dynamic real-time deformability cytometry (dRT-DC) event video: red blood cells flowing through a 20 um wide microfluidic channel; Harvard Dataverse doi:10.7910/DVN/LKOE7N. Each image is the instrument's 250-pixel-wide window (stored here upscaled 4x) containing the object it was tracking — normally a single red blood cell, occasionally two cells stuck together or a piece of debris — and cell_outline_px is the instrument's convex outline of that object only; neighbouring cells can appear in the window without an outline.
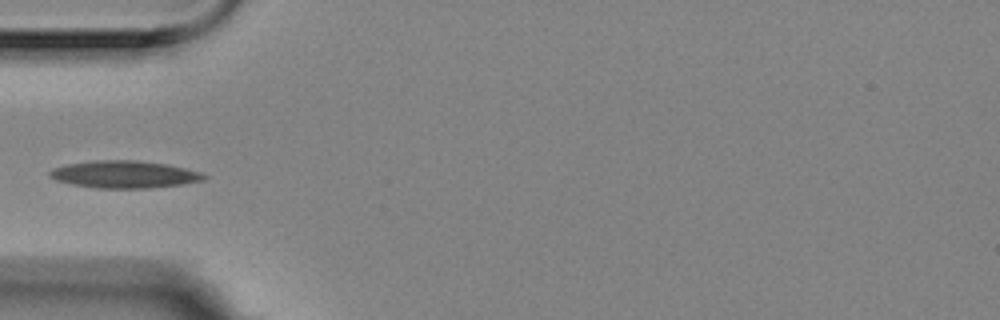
{"species": "Egyptian fruit bat (a non-hibernating species)", "species_latin": "Rousettus aegyptiacus", "temperature_condition": "room temperature", "stored_images_in_passage": 2, "camera_frame_rate_fps": 3000, "um_per_image_px": 0.085, "animal": {"sex": "female"}, "frame": {"image": 1, "passage_image": 2, "time_ms": 0.333, "image_size_px": [1000, 320], "cell_outline_px": [[208, 176], [204, 180], [180, 184], [148, 188], [96, 188], [72, 184], [56, 180], [48, 176], [48, 172], [52, 168], [68, 164], [92, 160], [136, 160], [164, 164], [184, 168], [200, 172]], "centroid_in_image_um": [10.52, 14.82], "position_along_channel_um": 74.5, "area_um2": 24.39}}